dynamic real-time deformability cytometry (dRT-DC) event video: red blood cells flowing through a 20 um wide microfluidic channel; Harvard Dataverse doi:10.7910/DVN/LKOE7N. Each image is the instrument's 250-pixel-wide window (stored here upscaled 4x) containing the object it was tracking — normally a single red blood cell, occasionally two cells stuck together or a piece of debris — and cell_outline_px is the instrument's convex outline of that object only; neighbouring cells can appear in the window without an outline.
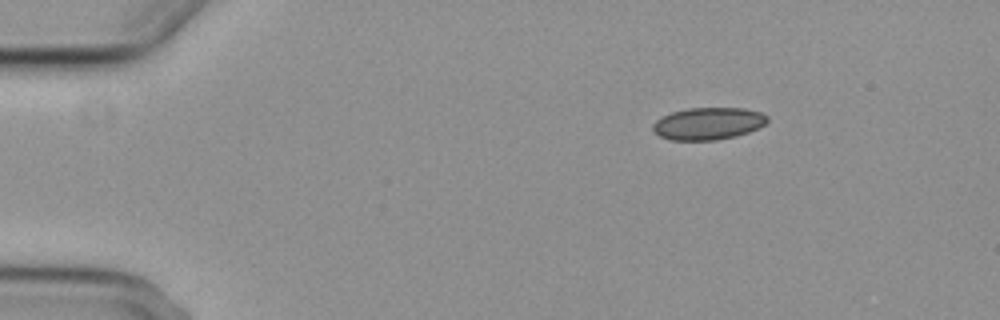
{"species": "common noctule bat (a hibernating species)", "species_latin": "Nyctalus noctula", "temperature_condition": "cold", "stored_images_in_passage": 3, "camera_frame_rate_fps": 3000, "um_per_image_px": 0.085, "animal": {"sex": "female", "body_mass_g": 29.2, "forearm_length_mm": 56.3}, "frame": {"image": 1, "passage_image": 1, "time_ms": 0.0, "image_size_px": [1000, 320], "cell_outline_px": [[768, 120], [760, 128], [736, 136], [716, 140], [668, 140], [660, 136], [652, 128], [652, 124], [656, 120], [672, 112], [688, 108], [744, 108], [760, 112], [768, 116]], "centroid_in_image_um": [60.21, 10.5], "position_along_channel_um": 24.8, "area_um2": 21.5}}